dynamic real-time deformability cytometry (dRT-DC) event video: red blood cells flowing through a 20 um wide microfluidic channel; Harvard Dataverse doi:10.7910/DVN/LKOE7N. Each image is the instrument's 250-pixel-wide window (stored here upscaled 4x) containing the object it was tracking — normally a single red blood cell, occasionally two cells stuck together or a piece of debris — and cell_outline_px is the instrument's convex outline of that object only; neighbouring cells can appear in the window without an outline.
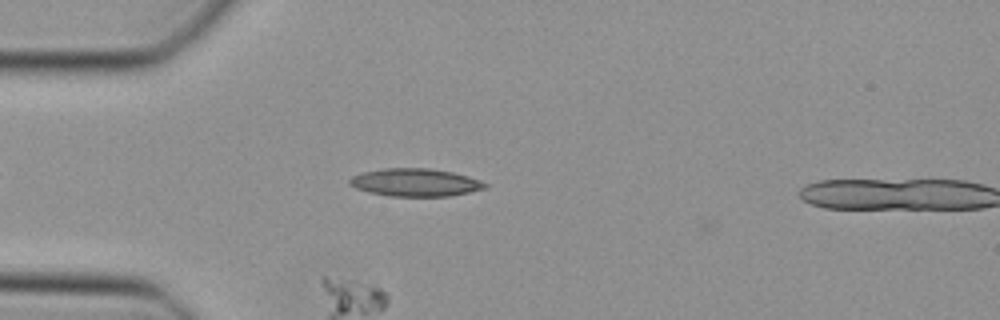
{"species": "Egyptian fruit bat (a non-hibernating species)", "species_latin": "Rousettus aegyptiacus", "temperature_condition": "cold", "stored_images_in_passage": 21, "camera_frame_rate_fps": 3000, "um_per_image_px": 0.085, "animal": {"sex": "female"}, "frame": {"image": 1, "passage_image": 1, "time_ms": 0.0, "image_size_px": [1000, 320], "cell_outline_px": [[488, 188], [448, 196], [388, 196], [368, 192], [356, 188], [348, 184], [348, 180], [352, 176], [364, 172], [384, 168], [428, 168], [452, 172], [468, 176], [480, 180], [488, 184]], "centroid_in_image_um": [35.29, 15.51], "position_along_channel_um": 49.7, "area_um2": 21.96}}
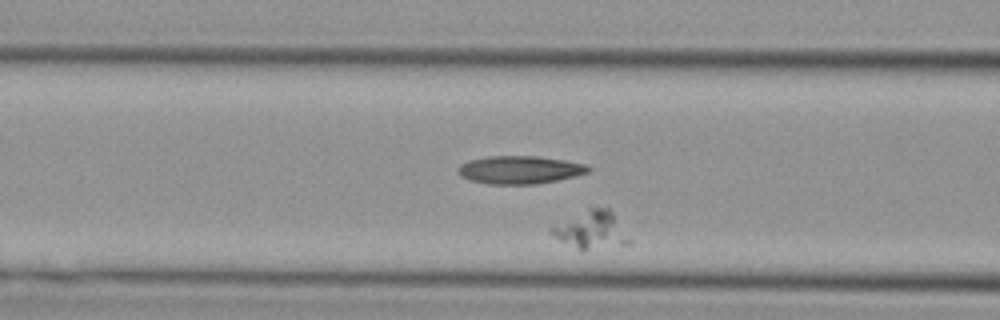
{"frame": {"image": 2, "passage_image": 7, "time_ms": 2.0, "image_size_px": [1000, 320], "cell_outline_px": [[612, 224], [604, 236], [588, 248], [576, 248], [548, 232], [552, 228], [588, 208], [608, 208], [612, 212]], "centroid_in_image_um": [49.68, 19.35], "position_along_channel_um": 116.9, "area_um2": 11.85}}
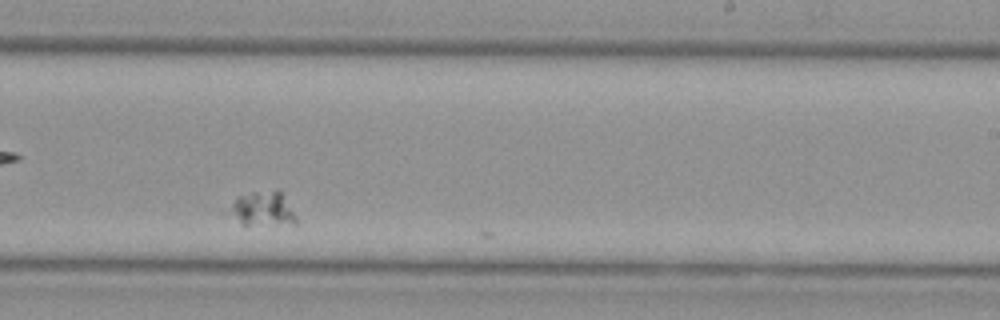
{"frame": {"image": 3, "passage_image": 19, "time_ms": 6.0, "image_size_px": [1000, 320], "cell_outline_px": [[296, 224], [244, 224], [232, 212], [232, 204], [236, 196], [252, 192], [276, 188], [280, 192], [296, 216]], "centroid_in_image_um": [22.39, 17.71], "position_along_channel_um": 266.6, "area_um2": 12.83}}